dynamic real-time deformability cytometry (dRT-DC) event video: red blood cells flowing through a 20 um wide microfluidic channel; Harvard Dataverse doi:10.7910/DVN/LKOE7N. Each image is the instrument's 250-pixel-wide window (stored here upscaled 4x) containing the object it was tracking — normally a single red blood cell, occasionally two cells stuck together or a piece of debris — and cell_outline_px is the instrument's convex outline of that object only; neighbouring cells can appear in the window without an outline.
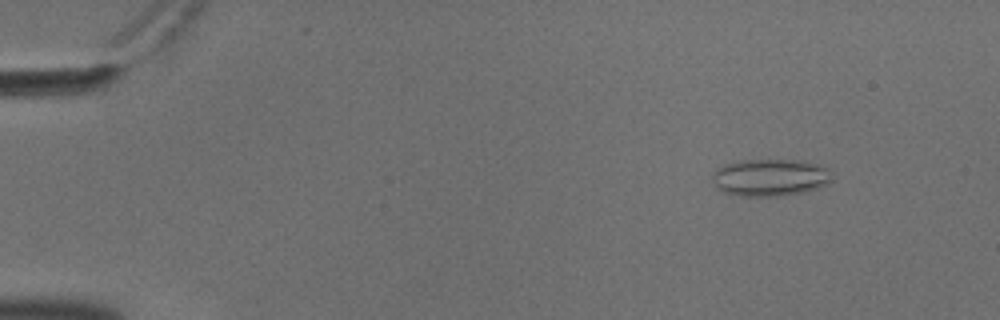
{"species": "common noctule bat (a hibernating species)", "species_latin": "Nyctalus noctula", "temperature_condition": "cold", "stored_images_in_passage": 56, "camera_frame_rate_fps": 3000, "um_per_image_px": 0.085, "animal": {"sex": "male", "body_mass_g": 18.8}, "frame": {"image": 1, "passage_image": 7, "time_ms": 2.0, "image_size_px": [1000, 320], "cell_outline_px": [[832, 180], [828, 184], [804, 192], [780, 196], [740, 196], [720, 192], [716, 188], [712, 180], [712, 172], [716, 168], [724, 164], [736, 160], [808, 160], [820, 164], [828, 168]], "centroid_in_image_um": [65.43, 15.08], "position_along_channel_um": 19.6, "area_um2": 26.53}}
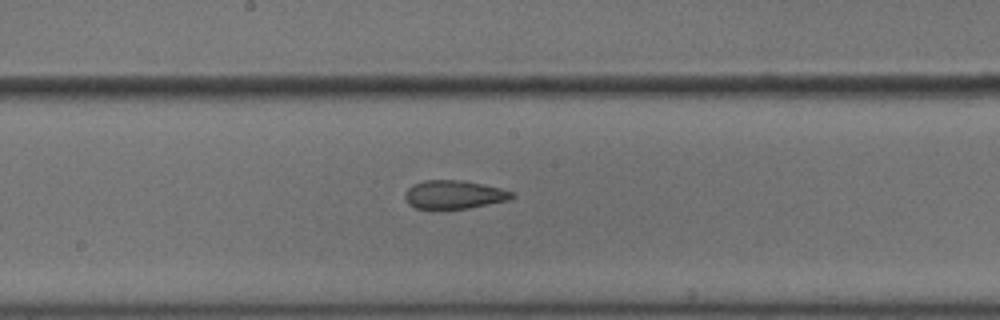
{"frame": {"image": 2, "passage_image": 31, "time_ms": 10.0, "image_size_px": [1000, 320], "cell_outline_px": [[516, 196], [508, 200], [468, 208], [440, 212], [416, 208], [408, 204], [404, 196], [404, 192], [412, 184], [424, 180], [464, 180], [500, 188], [516, 192]], "centroid_in_image_um": [38.55, 16.57], "position_along_channel_um": 209.6, "area_um2": 18.5}}
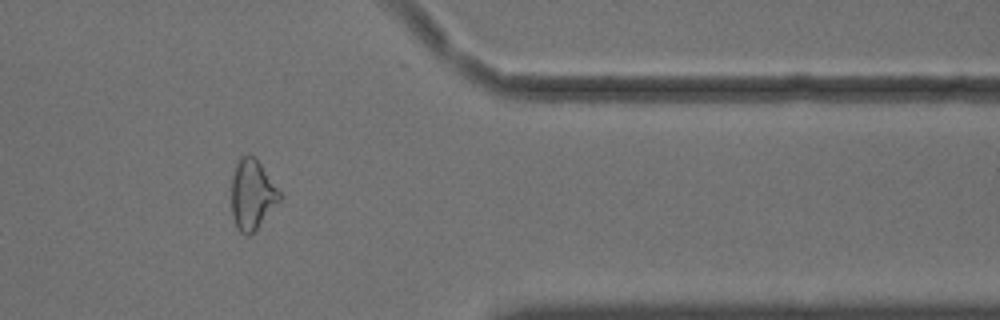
{"frame": {"image": 3, "passage_image": 47, "time_ms": 15.333, "image_size_px": [1000, 320], "cell_outline_px": [[280, 200], [256, 228], [248, 236], [240, 232], [236, 228], [232, 216], [232, 176], [236, 164], [240, 156], [248, 152], [256, 156], [280, 192]], "centroid_in_image_um": [21.41, 16.48], "position_along_channel_um": 390.0, "area_um2": 19.59}, "authors_computed_cell_mechanics": {"area_um2": 20.5479, "velocity_mm_per_s": 3.6396, "shape_relaxation_time_tau1_ms": null, "shape_relaxation_time_tau2_ms": 2.7504, "deformation_change_tau1": null, "deformation_change_tau2": 0.1031}}